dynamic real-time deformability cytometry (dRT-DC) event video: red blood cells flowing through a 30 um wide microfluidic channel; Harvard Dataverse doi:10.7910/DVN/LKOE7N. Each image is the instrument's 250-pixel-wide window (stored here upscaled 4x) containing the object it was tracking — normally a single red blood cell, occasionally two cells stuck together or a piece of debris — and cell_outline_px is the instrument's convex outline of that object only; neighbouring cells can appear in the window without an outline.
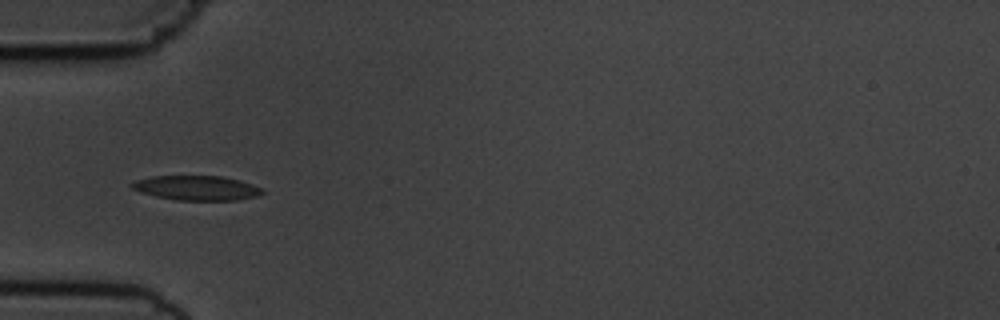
{"species": "common noctule bat (a hibernating species)", "species_latin": "Nyctalus noctula", "temperature_condition": "cold", "stored_images_in_passage": 3, "camera_frame_rate_fps": 3000, "um_per_image_px": 0.085, "animal": {"sex": "male", "body_mass_g": 19.5, "forearm_length_mm": 54.6}, "frame": {"image": 1, "passage_image": 3, "time_ms": 2.333, "image_size_px": [1000, 320], "cell_outline_px": [[264, 192], [256, 196], [236, 200], [176, 200], [156, 196], [140, 192], [132, 188], [128, 184], [136, 180], [152, 176], [224, 176], [240, 180], [252, 184], [260, 188]], "centroid_in_image_um": [16.68, 15.97], "position_along_channel_um": 68.3, "area_um2": 18.67}}